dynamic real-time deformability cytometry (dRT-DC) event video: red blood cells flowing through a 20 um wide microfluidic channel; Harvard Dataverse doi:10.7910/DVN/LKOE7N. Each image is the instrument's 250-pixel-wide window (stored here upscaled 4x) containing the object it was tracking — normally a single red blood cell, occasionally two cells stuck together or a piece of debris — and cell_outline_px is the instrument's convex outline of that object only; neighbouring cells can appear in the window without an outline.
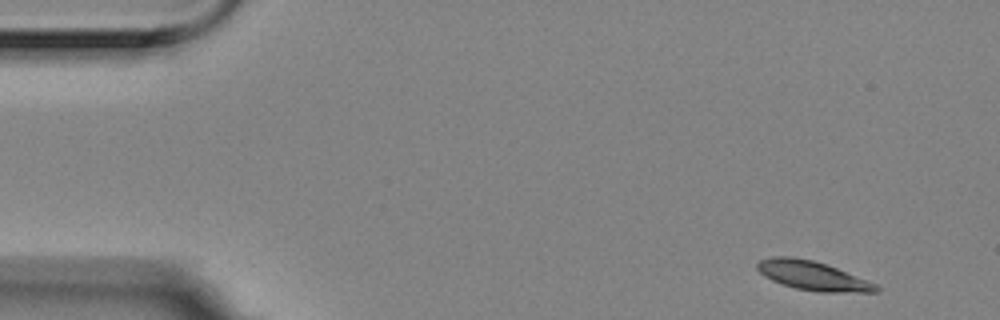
{"species": "Egyptian fruit bat (a non-hibernating species)", "species_latin": "Rousettus aegyptiacus", "temperature_condition": "room temperature", "stored_images_in_passage": 8, "camera_frame_rate_fps": 3000, "um_per_image_px": 0.085, "animal": {"sex": "female"}, "frame": {"image": 1, "passage_image": 1, "time_ms": 0.0, "image_size_px": [1000, 320], "cell_outline_px": [[880, 292], [816, 292], [796, 288], [772, 280], [764, 276], [756, 268], [756, 264], [760, 260], [772, 256], [792, 256], [812, 260], [836, 268], [876, 284], [880, 288]], "centroid_in_image_um": [69.05, 23.43], "position_along_channel_um": 15.9, "area_um2": 19.94}}
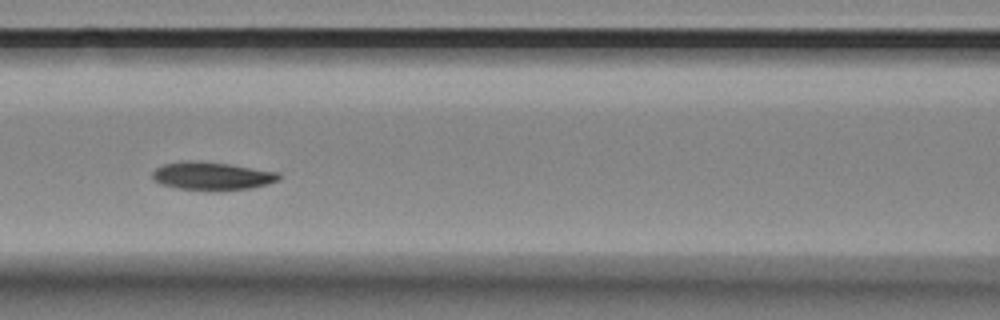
{"frame": {"image": 2, "passage_image": 7, "time_ms": 2.0, "image_size_px": [1000, 320], "cell_outline_px": [[280, 180], [268, 184], [248, 188], [176, 188], [160, 184], [152, 180], [152, 172], [156, 168], [164, 164], [180, 160], [200, 160], [228, 164], [280, 172]], "centroid_in_image_um": [17.98, 14.91], "position_along_channel_um": 148.6, "area_um2": 20.23}}
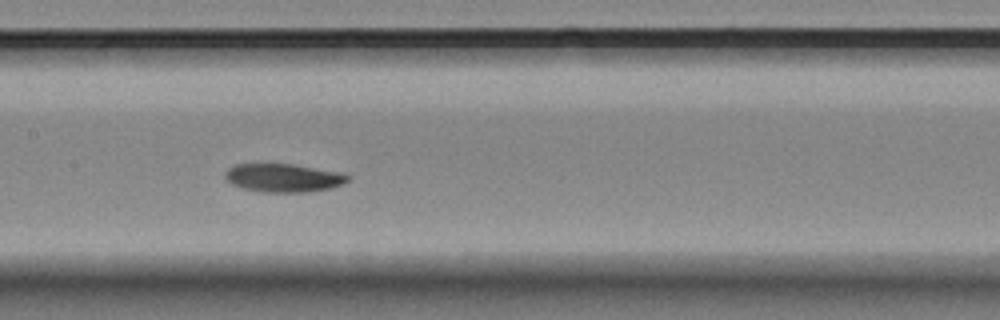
{"frame": {"image": 3, "passage_image": 8, "time_ms": 2.333, "image_size_px": [1000, 320], "cell_outline_px": [[352, 176], [344, 184], [332, 188], [308, 192], [260, 192], [244, 188], [232, 184], [224, 176], [224, 172], [228, 168], [236, 164], [292, 164], [344, 172]], "centroid_in_image_um": [24.15, 15.11], "position_along_channel_um": 183.2, "area_um2": 20.52}}